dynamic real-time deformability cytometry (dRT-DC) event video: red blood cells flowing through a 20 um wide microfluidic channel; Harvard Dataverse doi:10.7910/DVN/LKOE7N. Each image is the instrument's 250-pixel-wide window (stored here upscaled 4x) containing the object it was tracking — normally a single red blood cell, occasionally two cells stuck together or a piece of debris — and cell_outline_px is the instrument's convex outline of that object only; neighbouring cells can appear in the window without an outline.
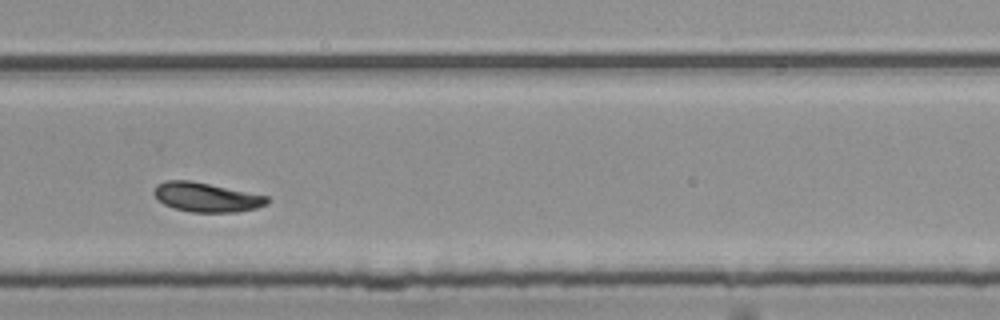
{"species": "common noctule bat (a hibernating species)", "species_latin": "Nyctalus noctula", "temperature_condition": "room temperature", "stored_images_in_passage": 42, "camera_frame_rate_fps": 3000, "um_per_image_px": 0.085, "animal": {"sex": "female", "body_mass_g": 25.1}, "frame": {"image": 1, "passage_image": 30, "time_ms": 9.667, "image_size_px": [1000, 320], "cell_outline_px": [[272, 200], [268, 204], [256, 208], [240, 212], [192, 212], [172, 208], [164, 204], [152, 192], [156, 184], [168, 180], [188, 180], [268, 196]], "centroid_in_image_um": [17.56, 16.77], "position_along_channel_um": 312.2, "area_um2": 19.31}}